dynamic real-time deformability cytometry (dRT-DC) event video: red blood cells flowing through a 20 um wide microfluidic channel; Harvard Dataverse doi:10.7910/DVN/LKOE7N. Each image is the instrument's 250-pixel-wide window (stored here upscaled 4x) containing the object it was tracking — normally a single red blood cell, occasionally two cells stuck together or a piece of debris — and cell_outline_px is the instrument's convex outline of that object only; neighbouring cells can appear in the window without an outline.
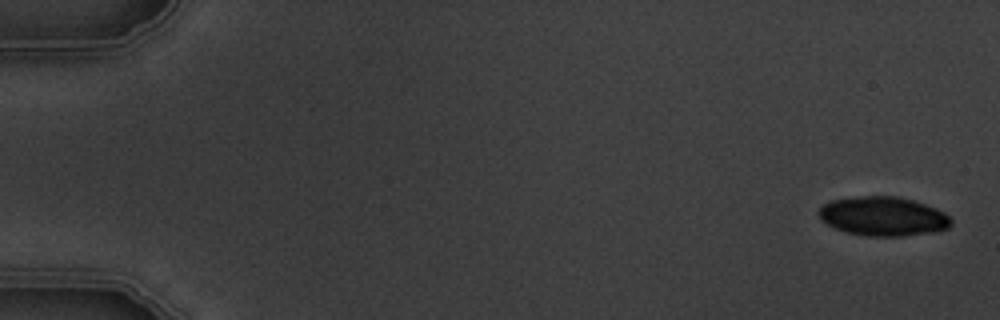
{"species": "common noctule bat (a hibernating species)", "species_latin": "Nyctalus noctula", "temperature_condition": "warm", "stored_images_in_passage": 5, "camera_frame_rate_fps": 3000, "um_per_image_px": 0.085, "animal": {"sex": "male", "body_mass_g": 19.5, "forearm_length_mm": 54.6}, "frame": {"image": 1, "passage_image": 1, "time_ms": 0.0, "image_size_px": [1000, 320], "cell_outline_px": [[952, 224], [948, 228], [932, 232], [900, 236], [864, 236], [844, 232], [832, 228], [820, 220], [820, 208], [824, 204], [832, 200], [860, 196], [900, 196], [936, 208], [944, 212], [952, 220]], "centroid_in_image_um": [75.05, 18.39], "position_along_channel_um": 9.9, "area_um2": 30.29}}